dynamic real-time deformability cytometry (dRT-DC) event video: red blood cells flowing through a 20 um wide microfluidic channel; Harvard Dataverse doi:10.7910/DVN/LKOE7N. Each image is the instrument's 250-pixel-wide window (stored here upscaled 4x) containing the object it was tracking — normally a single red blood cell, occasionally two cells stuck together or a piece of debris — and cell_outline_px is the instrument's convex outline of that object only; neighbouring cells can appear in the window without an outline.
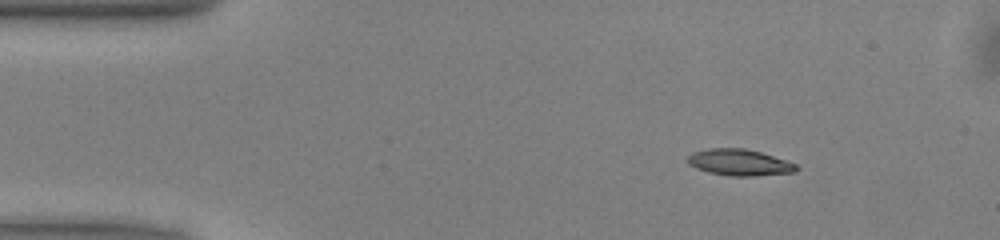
{"species": "common noctule bat (a hibernating species)", "species_latin": "Nyctalus noctula", "temperature_condition": "warm", "stored_images_in_passage": 45, "camera_frame_rate_fps": 3000, "um_per_image_px": 0.085, "animal": {"sex": "male", "body_mass_g": 13.0, "forearm_length_mm": 53.1}, "frame": {"image": 1, "passage_image": 1, "time_ms": 0.0, "image_size_px": [1000, 240], "cell_outline_px": [[800, 168], [796, 172], [756, 176], [728, 176], [708, 172], [696, 168], [688, 164], [688, 156], [692, 152], [708, 148], [744, 148], [760, 152], [796, 164]], "centroid_in_image_um": [62.84, 13.81], "position_along_channel_um": 22.2, "area_um2": 16.76}}
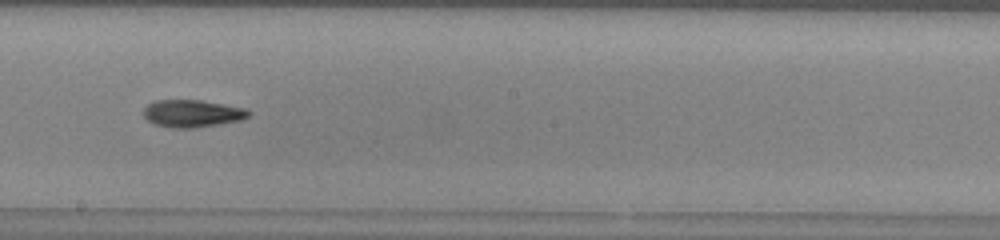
{"frame": {"image": 2, "passage_image": 22, "time_ms": 7.0, "image_size_px": [1000, 240], "cell_outline_px": [[252, 112], [248, 116], [240, 120], [220, 124], [196, 128], [172, 128], [156, 124], [148, 120], [144, 116], [144, 108], [148, 104], [156, 100], [200, 100], [248, 108]], "centroid_in_image_um": [16.38, 9.64], "position_along_channel_um": 231.8, "area_um2": 16.82}}
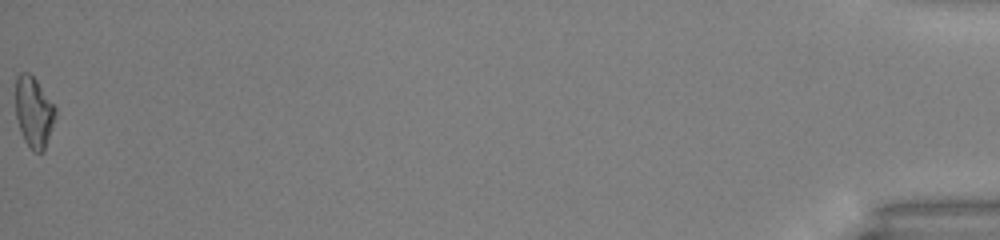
{"frame": {"image": 3, "passage_image": 45, "time_ms": 14.667, "image_size_px": [1000, 240], "cell_outline_px": [[56, 116], [44, 152], [32, 152], [24, 140], [20, 132], [16, 116], [16, 76], [20, 72], [28, 72], [36, 80], [56, 108]], "centroid_in_image_um": [2.87, 9.55], "position_along_channel_um": 432.3, "area_um2": 16.47}, "authors_computed_cell_mechanics": {"area_um2": 16.5308, "velocity_mm_per_s": 4.0469, "shape_relaxation_time_tau1_ms": 5.2912, "shape_relaxation_time_tau2_ms": 11.0808, "deformation_change_tau1": 0.1523, "deformation_change_tau2": 0.1881}}